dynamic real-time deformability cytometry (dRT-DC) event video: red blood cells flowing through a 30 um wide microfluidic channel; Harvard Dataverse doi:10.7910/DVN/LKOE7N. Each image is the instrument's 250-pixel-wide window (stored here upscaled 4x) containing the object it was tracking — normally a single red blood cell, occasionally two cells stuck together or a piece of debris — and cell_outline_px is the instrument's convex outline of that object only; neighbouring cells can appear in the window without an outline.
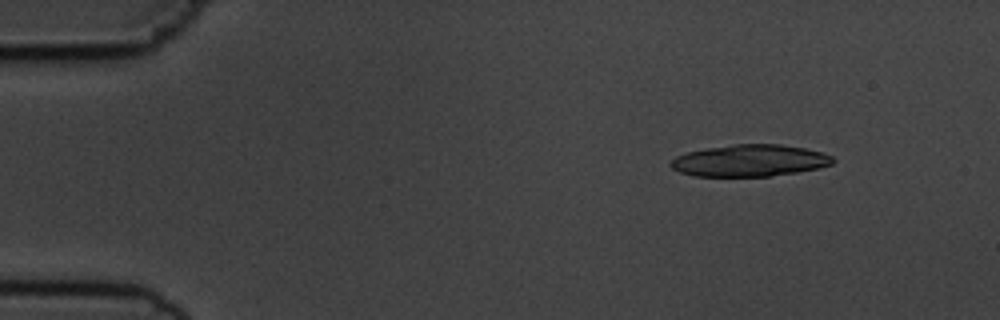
{"species": "common noctule bat (a hibernating species)", "species_latin": "Nyctalus noctula", "temperature_condition": "cold", "stored_images_in_passage": 6, "camera_frame_rate_fps": 3000, "um_per_image_px": 0.085, "animal": {"sex": "male", "body_mass_g": 19.5, "forearm_length_mm": 54.6}, "frame": {"image": 1, "passage_image": 2, "time_ms": 1.333, "image_size_px": [1000, 320], "cell_outline_px": [[836, 160], [832, 164], [820, 168], [796, 172], [768, 176], [696, 176], [680, 172], [672, 168], [668, 164], [676, 156], [688, 152], [708, 148], [736, 144], [780, 144], [804, 148], [820, 152], [832, 156]], "centroid_in_image_um": [63.74, 13.65], "position_along_channel_um": 21.3, "area_um2": 29.88}}